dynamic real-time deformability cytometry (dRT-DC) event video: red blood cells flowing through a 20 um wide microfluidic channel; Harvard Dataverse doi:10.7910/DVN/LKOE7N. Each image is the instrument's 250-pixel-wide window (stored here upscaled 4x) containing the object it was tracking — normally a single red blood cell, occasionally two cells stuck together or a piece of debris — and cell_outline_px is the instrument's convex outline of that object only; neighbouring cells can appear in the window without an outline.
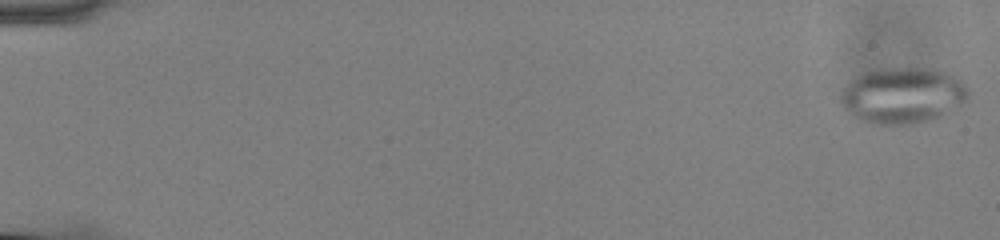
{"species": "common noctule bat (a hibernating species)", "species_latin": "Nyctalus noctula", "temperature_condition": "cold", "stored_images_in_passage": 57, "camera_frame_rate_fps": 3000, "um_per_image_px": 0.085, "animal": {"sex": "male", "body_mass_g": 13.0, "forearm_length_mm": 53.1}, "frame": {"image": 1, "passage_image": 1, "time_ms": 0.0, "image_size_px": [1000, 240], "cell_outline_px": [[968, 100], [956, 112], [944, 116], [912, 124], [872, 124], [856, 116], [844, 108], [840, 100], [840, 96], [844, 88], [852, 80], [868, 72], [888, 68], [924, 68], [940, 72], [952, 76], [960, 80], [968, 88]], "centroid_in_image_um": [76.81, 8.14], "position_along_channel_um": 8.2, "area_um2": 41.27}}
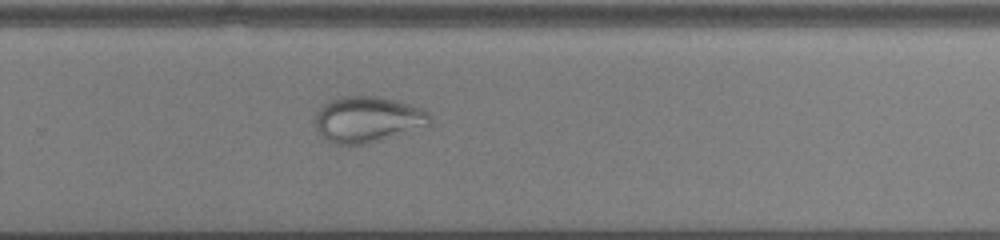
{"frame": {"image": 2, "passage_image": 39, "time_ms": 12.667, "image_size_px": [1000, 240], "cell_outline_px": [[432, 120], [428, 124], [380, 140], [364, 144], [336, 144], [324, 140], [320, 136], [316, 128], [316, 112], [328, 100], [340, 96], [380, 96], [396, 100], [424, 108], [432, 116]], "centroid_in_image_um": [31.21, 10.13], "position_along_channel_um": 298.6, "area_um2": 30.69}}
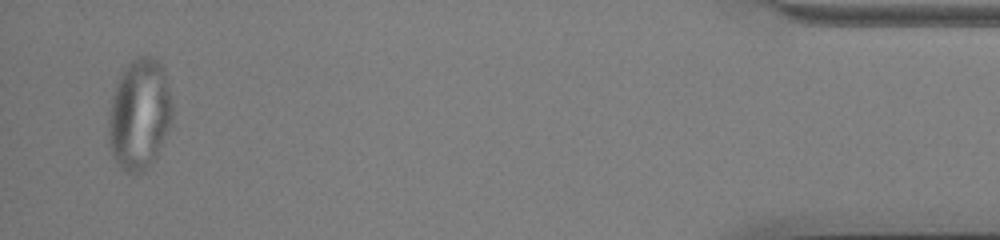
{"frame": {"image": 3, "passage_image": 55, "time_ms": 18.0, "image_size_px": [1000, 240], "cell_outline_px": [[172, 120], [156, 156], [152, 164], [144, 172], [124, 172], [112, 156], [108, 136], [108, 112], [112, 96], [120, 72], [136, 56], [152, 56], [160, 60], [164, 68], [172, 104]], "centroid_in_image_um": [11.84, 9.69], "position_along_channel_um": 423.4, "area_um2": 41.67}}